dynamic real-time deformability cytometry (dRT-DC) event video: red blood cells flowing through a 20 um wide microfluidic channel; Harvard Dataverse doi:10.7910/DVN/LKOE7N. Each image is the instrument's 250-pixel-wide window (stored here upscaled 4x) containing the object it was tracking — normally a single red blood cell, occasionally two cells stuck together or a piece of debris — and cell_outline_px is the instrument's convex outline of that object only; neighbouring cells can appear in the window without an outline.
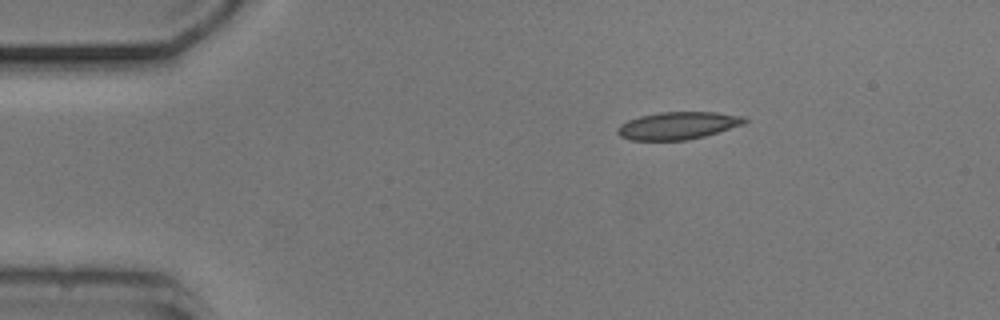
{"species": "common noctule bat (a hibernating species)", "species_latin": "Nyctalus noctula", "temperature_condition": "cold", "stored_images_in_passage": 24, "camera_frame_rate_fps": 3000, "um_per_image_px": 0.085, "animal": {"sex": "male", "body_mass_g": 20.5, "forearm_length_mm": 52.5}, "frame": {"image": 1, "passage_image": 1, "time_ms": 0.0, "image_size_px": [1000, 320], "cell_outline_px": [[748, 120], [744, 124], [704, 136], [688, 140], [632, 140], [620, 136], [616, 132], [616, 128], [620, 124], [628, 120], [640, 116], [660, 112], [716, 112], [744, 116]], "centroid_in_image_um": [57.61, 10.67], "position_along_channel_um": 27.4, "area_um2": 20.35}}
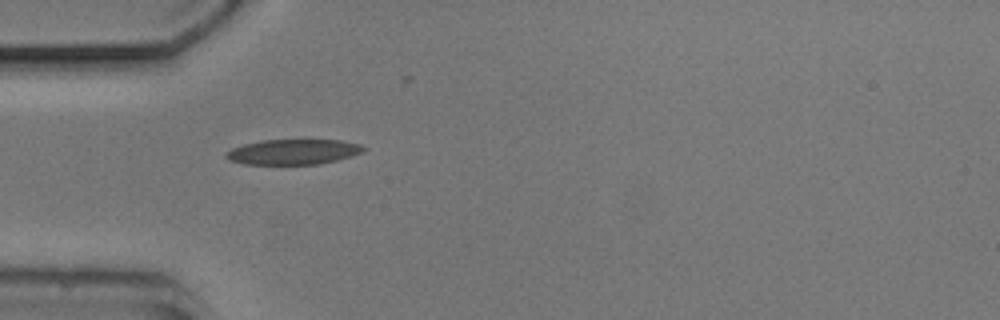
{"frame": {"image": 2, "passage_image": 8, "time_ms": 2.333, "image_size_px": [1000, 320], "cell_outline_px": [[368, 148], [364, 152], [352, 156], [320, 164], [244, 164], [228, 160], [224, 156], [224, 152], [232, 148], [244, 144], [260, 140], [340, 140], [360, 144]], "centroid_in_image_um": [24.92, 12.91], "position_along_channel_um": 60.1, "area_um2": 20.4}}
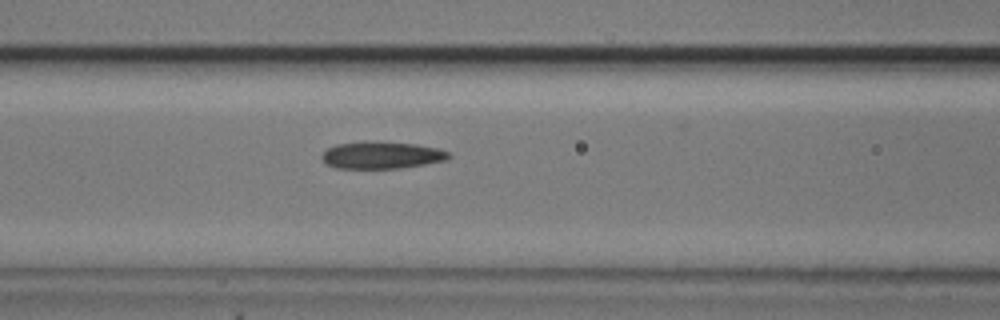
{"frame": {"image": 3, "passage_image": 14, "time_ms": 4.333, "image_size_px": [1000, 320], "cell_outline_px": [[452, 156], [448, 160], [400, 168], [336, 168], [328, 164], [320, 156], [328, 148], [336, 144], [364, 140], [376, 140], [416, 144], [440, 148], [452, 152]], "centroid_in_image_um": [32.5, 13.16], "position_along_channel_um": 134.1, "area_um2": 20.52}}